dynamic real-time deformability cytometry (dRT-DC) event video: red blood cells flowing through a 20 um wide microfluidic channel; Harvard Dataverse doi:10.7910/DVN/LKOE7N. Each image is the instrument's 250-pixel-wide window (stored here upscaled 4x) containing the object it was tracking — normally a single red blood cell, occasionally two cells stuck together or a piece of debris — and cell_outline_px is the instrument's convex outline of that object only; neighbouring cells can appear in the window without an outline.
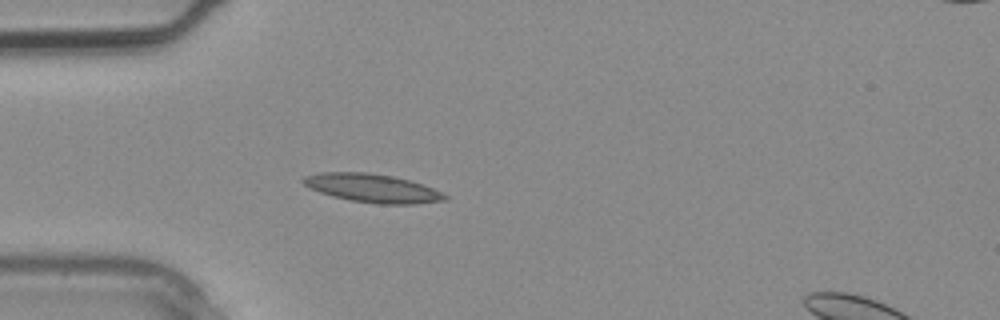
{"species": "common noctule bat (a hibernating species)", "species_latin": "Nyctalus noctula", "temperature_condition": "warm", "stored_images_in_passage": 3, "camera_frame_rate_fps": 3000, "um_per_image_px": 0.085, "animal": {"sex": "male", "body_mass_g": 20.4}, "frame": {"image": 1, "passage_image": 2, "time_ms": 0.333, "image_size_px": [1000, 320], "cell_outline_px": [[448, 200], [416, 204], [376, 204], [352, 200], [332, 196], [308, 188], [300, 180], [304, 176], [320, 172], [368, 172], [392, 176], [408, 180], [432, 188], [448, 196]], "centroid_in_image_um": [31.62, 15.99], "position_along_channel_um": 53.4, "area_um2": 23.47}}